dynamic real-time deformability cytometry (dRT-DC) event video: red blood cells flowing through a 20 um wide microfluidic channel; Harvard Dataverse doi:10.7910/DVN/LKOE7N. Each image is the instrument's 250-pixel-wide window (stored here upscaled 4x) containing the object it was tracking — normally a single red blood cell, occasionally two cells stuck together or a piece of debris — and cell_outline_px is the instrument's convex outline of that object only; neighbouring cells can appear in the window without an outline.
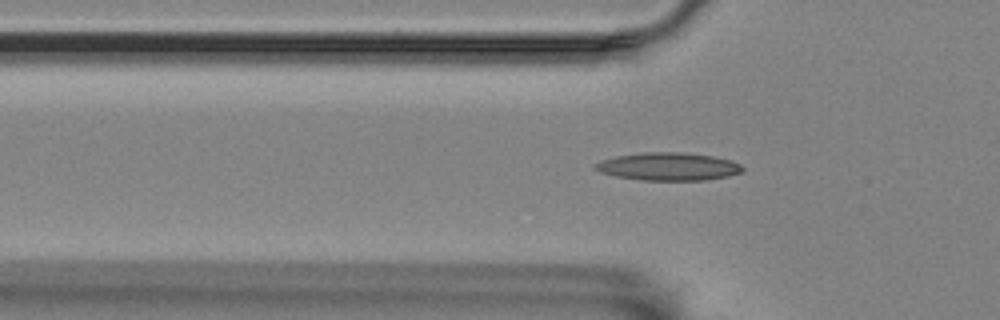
{"species": "Egyptian fruit bat (a non-hibernating species)", "species_latin": "Rousettus aegyptiacus", "temperature_condition": "room temperature", "stored_images_in_passage": 45, "camera_frame_rate_fps": 3000, "um_per_image_px": 0.085, "animal": {"sex": "female"}, "frame": {"image": 1, "passage_image": 6, "time_ms": 1.667, "image_size_px": [1000, 320], "cell_outline_px": [[744, 172], [728, 176], [704, 180], [640, 180], [616, 176], [600, 172], [592, 168], [592, 164], [600, 160], [616, 156], [644, 152], [680, 152], [712, 156], [732, 160], [740, 164], [744, 168]], "centroid_in_image_um": [56.79, 14.15], "position_along_channel_um": 69.0, "area_um2": 24.1}}
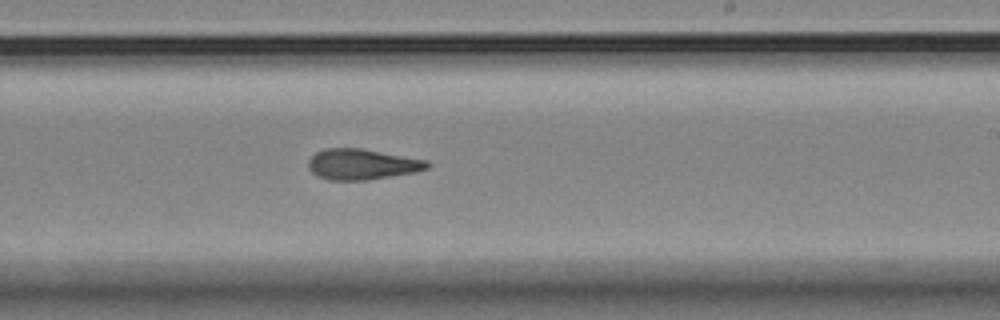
{"frame": {"image": 2, "passage_image": 22, "time_ms": 7.0, "image_size_px": [1000, 320], "cell_outline_px": [[432, 164], [428, 168], [416, 172], [368, 180], [328, 180], [316, 176], [308, 168], [308, 160], [316, 152], [328, 148], [360, 148], [428, 160]], "centroid_in_image_um": [30.78, 13.97], "position_along_channel_um": 258.2, "area_um2": 21.39}}
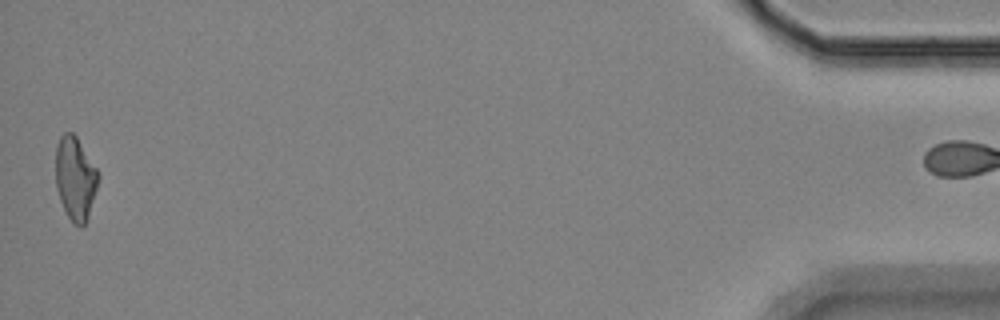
{"frame": {"image": 3, "passage_image": 44, "time_ms": 14.333, "image_size_px": [1000, 320], "cell_outline_px": [[100, 176], [88, 216], [84, 224], [80, 228], [72, 224], [60, 200], [56, 188], [56, 144], [60, 136], [64, 132], [72, 132], [76, 136], [96, 168]], "centroid_in_image_um": [6.38, 15.16], "position_along_channel_um": 428.8, "area_um2": 20.58}}